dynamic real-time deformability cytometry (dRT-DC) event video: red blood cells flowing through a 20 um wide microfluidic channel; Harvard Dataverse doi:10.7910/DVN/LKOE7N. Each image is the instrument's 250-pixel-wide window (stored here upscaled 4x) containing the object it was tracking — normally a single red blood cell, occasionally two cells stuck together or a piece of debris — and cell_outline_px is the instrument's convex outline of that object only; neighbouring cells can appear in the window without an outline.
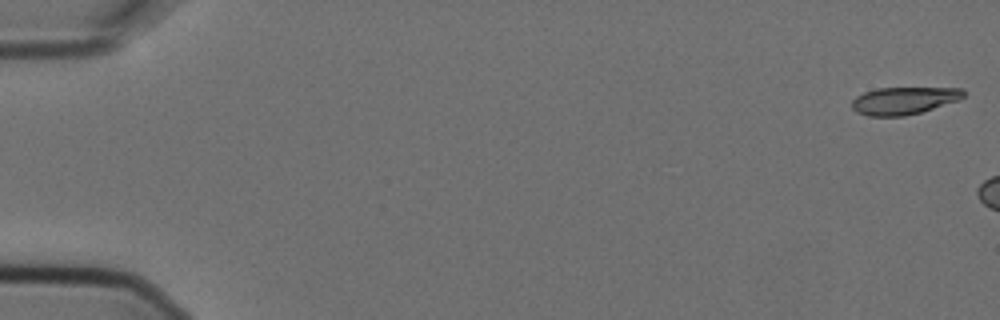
{"species": "Egyptian fruit bat (a non-hibernating species)", "species_latin": "Rousettus aegyptiacus", "temperature_condition": "cold", "stored_images_in_passage": 2, "camera_frame_rate_fps": 3000, "um_per_image_px": 0.085, "animal": {"sex": "female"}, "frame": {"image": 1, "passage_image": 1, "time_ms": 0.0, "image_size_px": [1000, 320], "cell_outline_px": [[964, 96], [960, 100], [920, 112], [904, 116], [868, 116], [856, 112], [852, 108], [852, 100], [856, 96], [864, 92], [876, 88], [964, 88]], "centroid_in_image_um": [76.82, 8.55], "position_along_channel_um": 8.2, "area_um2": 17.86}}